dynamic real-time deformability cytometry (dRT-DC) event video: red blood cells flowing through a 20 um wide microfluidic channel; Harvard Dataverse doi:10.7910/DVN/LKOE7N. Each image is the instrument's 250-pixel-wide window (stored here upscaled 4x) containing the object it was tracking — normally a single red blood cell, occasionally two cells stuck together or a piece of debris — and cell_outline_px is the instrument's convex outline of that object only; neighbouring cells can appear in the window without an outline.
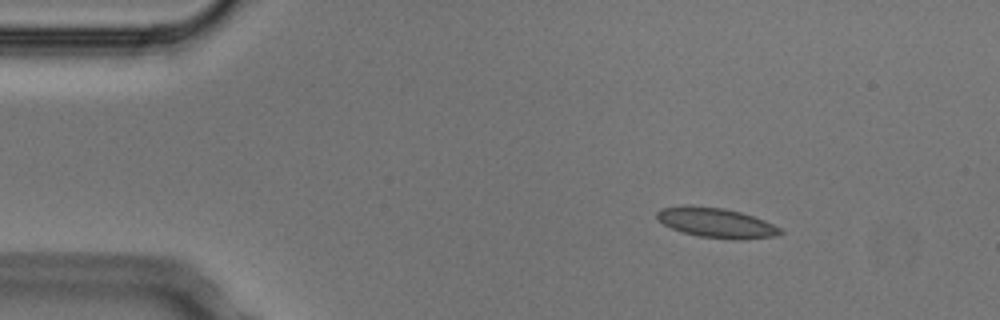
{"species": "Egyptian fruit bat (a non-hibernating species)", "species_latin": "Rousettus aegyptiacus", "temperature_condition": "cold", "stored_images_in_passage": 4, "camera_frame_rate_fps": 3000, "um_per_image_px": 0.085, "animal": {"sex": "male"}, "frame": {"image": 1, "passage_image": 2, "time_ms": 0.333, "image_size_px": [1000, 320], "cell_outline_px": [[784, 232], [776, 236], [740, 240], [736, 240], [700, 236], [684, 232], [672, 228], [664, 224], [656, 216], [656, 212], [660, 208], [680, 204], [692, 204], [724, 208], [740, 212], [764, 220], [780, 228]], "centroid_in_image_um": [60.85, 18.91], "position_along_channel_um": 24.1, "area_um2": 21.62}}